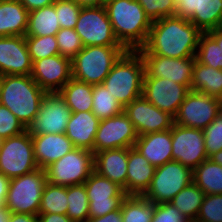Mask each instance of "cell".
Returning <instances> with one entry per match:
<instances>
[{
	"instance_id": "cell-40",
	"label": "cell",
	"mask_w": 222,
	"mask_h": 222,
	"mask_svg": "<svg viewBox=\"0 0 222 222\" xmlns=\"http://www.w3.org/2000/svg\"><path fill=\"white\" fill-rule=\"evenodd\" d=\"M55 36L60 55L69 59H72L84 47L75 29L61 28Z\"/></svg>"
},
{
	"instance_id": "cell-43",
	"label": "cell",
	"mask_w": 222,
	"mask_h": 222,
	"mask_svg": "<svg viewBox=\"0 0 222 222\" xmlns=\"http://www.w3.org/2000/svg\"><path fill=\"white\" fill-rule=\"evenodd\" d=\"M137 2L142 6L151 22L175 14L173 0H137Z\"/></svg>"
},
{
	"instance_id": "cell-14",
	"label": "cell",
	"mask_w": 222,
	"mask_h": 222,
	"mask_svg": "<svg viewBox=\"0 0 222 222\" xmlns=\"http://www.w3.org/2000/svg\"><path fill=\"white\" fill-rule=\"evenodd\" d=\"M138 52L144 60V78L161 77L171 79L184 86H190L196 56L169 58L161 55H153L144 47L139 48Z\"/></svg>"
},
{
	"instance_id": "cell-38",
	"label": "cell",
	"mask_w": 222,
	"mask_h": 222,
	"mask_svg": "<svg viewBox=\"0 0 222 222\" xmlns=\"http://www.w3.org/2000/svg\"><path fill=\"white\" fill-rule=\"evenodd\" d=\"M25 41L32 62L60 54L55 35L25 36Z\"/></svg>"
},
{
	"instance_id": "cell-23",
	"label": "cell",
	"mask_w": 222,
	"mask_h": 222,
	"mask_svg": "<svg viewBox=\"0 0 222 222\" xmlns=\"http://www.w3.org/2000/svg\"><path fill=\"white\" fill-rule=\"evenodd\" d=\"M134 148L155 168L172 161V128L138 136Z\"/></svg>"
},
{
	"instance_id": "cell-16",
	"label": "cell",
	"mask_w": 222,
	"mask_h": 222,
	"mask_svg": "<svg viewBox=\"0 0 222 222\" xmlns=\"http://www.w3.org/2000/svg\"><path fill=\"white\" fill-rule=\"evenodd\" d=\"M172 156L174 161H178L192 170L208 159L203 130L173 123Z\"/></svg>"
},
{
	"instance_id": "cell-6",
	"label": "cell",
	"mask_w": 222,
	"mask_h": 222,
	"mask_svg": "<svg viewBox=\"0 0 222 222\" xmlns=\"http://www.w3.org/2000/svg\"><path fill=\"white\" fill-rule=\"evenodd\" d=\"M46 183V171L41 168L10 179L5 206L11 213L38 215Z\"/></svg>"
},
{
	"instance_id": "cell-51",
	"label": "cell",
	"mask_w": 222,
	"mask_h": 222,
	"mask_svg": "<svg viewBox=\"0 0 222 222\" xmlns=\"http://www.w3.org/2000/svg\"><path fill=\"white\" fill-rule=\"evenodd\" d=\"M207 33L217 42L222 51V27L210 30Z\"/></svg>"
},
{
	"instance_id": "cell-34",
	"label": "cell",
	"mask_w": 222,
	"mask_h": 222,
	"mask_svg": "<svg viewBox=\"0 0 222 222\" xmlns=\"http://www.w3.org/2000/svg\"><path fill=\"white\" fill-rule=\"evenodd\" d=\"M68 208L67 187L46 183L38 214L57 213L66 215Z\"/></svg>"
},
{
	"instance_id": "cell-53",
	"label": "cell",
	"mask_w": 222,
	"mask_h": 222,
	"mask_svg": "<svg viewBox=\"0 0 222 222\" xmlns=\"http://www.w3.org/2000/svg\"><path fill=\"white\" fill-rule=\"evenodd\" d=\"M11 212L6 206L0 207V222H9Z\"/></svg>"
},
{
	"instance_id": "cell-27",
	"label": "cell",
	"mask_w": 222,
	"mask_h": 222,
	"mask_svg": "<svg viewBox=\"0 0 222 222\" xmlns=\"http://www.w3.org/2000/svg\"><path fill=\"white\" fill-rule=\"evenodd\" d=\"M29 12L18 0L0 1V36H25Z\"/></svg>"
},
{
	"instance_id": "cell-36",
	"label": "cell",
	"mask_w": 222,
	"mask_h": 222,
	"mask_svg": "<svg viewBox=\"0 0 222 222\" xmlns=\"http://www.w3.org/2000/svg\"><path fill=\"white\" fill-rule=\"evenodd\" d=\"M68 208L66 215L75 222H87L89 201L84 184L67 186Z\"/></svg>"
},
{
	"instance_id": "cell-54",
	"label": "cell",
	"mask_w": 222,
	"mask_h": 222,
	"mask_svg": "<svg viewBox=\"0 0 222 222\" xmlns=\"http://www.w3.org/2000/svg\"><path fill=\"white\" fill-rule=\"evenodd\" d=\"M213 162L218 163L222 166V150L216 152L215 154L209 157Z\"/></svg>"
},
{
	"instance_id": "cell-47",
	"label": "cell",
	"mask_w": 222,
	"mask_h": 222,
	"mask_svg": "<svg viewBox=\"0 0 222 222\" xmlns=\"http://www.w3.org/2000/svg\"><path fill=\"white\" fill-rule=\"evenodd\" d=\"M28 12L52 5L55 0H18Z\"/></svg>"
},
{
	"instance_id": "cell-8",
	"label": "cell",
	"mask_w": 222,
	"mask_h": 222,
	"mask_svg": "<svg viewBox=\"0 0 222 222\" xmlns=\"http://www.w3.org/2000/svg\"><path fill=\"white\" fill-rule=\"evenodd\" d=\"M47 182L53 185L72 186L84 184L94 171V153L74 148L45 168Z\"/></svg>"
},
{
	"instance_id": "cell-10",
	"label": "cell",
	"mask_w": 222,
	"mask_h": 222,
	"mask_svg": "<svg viewBox=\"0 0 222 222\" xmlns=\"http://www.w3.org/2000/svg\"><path fill=\"white\" fill-rule=\"evenodd\" d=\"M75 31L84 47L122 46L114 35L104 6H82Z\"/></svg>"
},
{
	"instance_id": "cell-22",
	"label": "cell",
	"mask_w": 222,
	"mask_h": 222,
	"mask_svg": "<svg viewBox=\"0 0 222 222\" xmlns=\"http://www.w3.org/2000/svg\"><path fill=\"white\" fill-rule=\"evenodd\" d=\"M32 137L34 159L39 168L45 169L75 147L66 134H39Z\"/></svg>"
},
{
	"instance_id": "cell-42",
	"label": "cell",
	"mask_w": 222,
	"mask_h": 222,
	"mask_svg": "<svg viewBox=\"0 0 222 222\" xmlns=\"http://www.w3.org/2000/svg\"><path fill=\"white\" fill-rule=\"evenodd\" d=\"M197 219L204 222H222V194L205 195Z\"/></svg>"
},
{
	"instance_id": "cell-50",
	"label": "cell",
	"mask_w": 222,
	"mask_h": 222,
	"mask_svg": "<svg viewBox=\"0 0 222 222\" xmlns=\"http://www.w3.org/2000/svg\"><path fill=\"white\" fill-rule=\"evenodd\" d=\"M9 222H39L38 215L11 213Z\"/></svg>"
},
{
	"instance_id": "cell-11",
	"label": "cell",
	"mask_w": 222,
	"mask_h": 222,
	"mask_svg": "<svg viewBox=\"0 0 222 222\" xmlns=\"http://www.w3.org/2000/svg\"><path fill=\"white\" fill-rule=\"evenodd\" d=\"M71 114L66 100L59 92L46 93L40 103L38 113L26 131L31 136L49 133L64 134Z\"/></svg>"
},
{
	"instance_id": "cell-44",
	"label": "cell",
	"mask_w": 222,
	"mask_h": 222,
	"mask_svg": "<svg viewBox=\"0 0 222 222\" xmlns=\"http://www.w3.org/2000/svg\"><path fill=\"white\" fill-rule=\"evenodd\" d=\"M26 131L22 122L5 106L0 104V138L17 136Z\"/></svg>"
},
{
	"instance_id": "cell-18",
	"label": "cell",
	"mask_w": 222,
	"mask_h": 222,
	"mask_svg": "<svg viewBox=\"0 0 222 222\" xmlns=\"http://www.w3.org/2000/svg\"><path fill=\"white\" fill-rule=\"evenodd\" d=\"M189 92L190 86L178 84L171 79L143 78L142 96L173 117Z\"/></svg>"
},
{
	"instance_id": "cell-32",
	"label": "cell",
	"mask_w": 222,
	"mask_h": 222,
	"mask_svg": "<svg viewBox=\"0 0 222 222\" xmlns=\"http://www.w3.org/2000/svg\"><path fill=\"white\" fill-rule=\"evenodd\" d=\"M205 193L194 183L178 192L170 203L177 208L187 220L197 218Z\"/></svg>"
},
{
	"instance_id": "cell-57",
	"label": "cell",
	"mask_w": 222,
	"mask_h": 222,
	"mask_svg": "<svg viewBox=\"0 0 222 222\" xmlns=\"http://www.w3.org/2000/svg\"><path fill=\"white\" fill-rule=\"evenodd\" d=\"M104 3H107V2H109V1H111V0H102Z\"/></svg>"
},
{
	"instance_id": "cell-1",
	"label": "cell",
	"mask_w": 222,
	"mask_h": 222,
	"mask_svg": "<svg viewBox=\"0 0 222 222\" xmlns=\"http://www.w3.org/2000/svg\"><path fill=\"white\" fill-rule=\"evenodd\" d=\"M201 31L188 19L169 16L152 22L143 46L153 55L169 58L196 56Z\"/></svg>"
},
{
	"instance_id": "cell-45",
	"label": "cell",
	"mask_w": 222,
	"mask_h": 222,
	"mask_svg": "<svg viewBox=\"0 0 222 222\" xmlns=\"http://www.w3.org/2000/svg\"><path fill=\"white\" fill-rule=\"evenodd\" d=\"M151 222H187L182 213L170 202L154 204V212Z\"/></svg>"
},
{
	"instance_id": "cell-49",
	"label": "cell",
	"mask_w": 222,
	"mask_h": 222,
	"mask_svg": "<svg viewBox=\"0 0 222 222\" xmlns=\"http://www.w3.org/2000/svg\"><path fill=\"white\" fill-rule=\"evenodd\" d=\"M10 179L0 173V207L5 206Z\"/></svg>"
},
{
	"instance_id": "cell-37",
	"label": "cell",
	"mask_w": 222,
	"mask_h": 222,
	"mask_svg": "<svg viewBox=\"0 0 222 222\" xmlns=\"http://www.w3.org/2000/svg\"><path fill=\"white\" fill-rule=\"evenodd\" d=\"M196 60L206 66L222 70L221 47L207 32H202L199 37Z\"/></svg>"
},
{
	"instance_id": "cell-30",
	"label": "cell",
	"mask_w": 222,
	"mask_h": 222,
	"mask_svg": "<svg viewBox=\"0 0 222 222\" xmlns=\"http://www.w3.org/2000/svg\"><path fill=\"white\" fill-rule=\"evenodd\" d=\"M54 3L29 12L25 36L56 35L61 29L57 21Z\"/></svg>"
},
{
	"instance_id": "cell-28",
	"label": "cell",
	"mask_w": 222,
	"mask_h": 222,
	"mask_svg": "<svg viewBox=\"0 0 222 222\" xmlns=\"http://www.w3.org/2000/svg\"><path fill=\"white\" fill-rule=\"evenodd\" d=\"M190 91L222 100V70L199 63L193 67Z\"/></svg>"
},
{
	"instance_id": "cell-31",
	"label": "cell",
	"mask_w": 222,
	"mask_h": 222,
	"mask_svg": "<svg viewBox=\"0 0 222 222\" xmlns=\"http://www.w3.org/2000/svg\"><path fill=\"white\" fill-rule=\"evenodd\" d=\"M193 182L205 195L222 194V166L206 159L193 170Z\"/></svg>"
},
{
	"instance_id": "cell-19",
	"label": "cell",
	"mask_w": 222,
	"mask_h": 222,
	"mask_svg": "<svg viewBox=\"0 0 222 222\" xmlns=\"http://www.w3.org/2000/svg\"><path fill=\"white\" fill-rule=\"evenodd\" d=\"M174 16L188 19L201 32L222 27V0H173Z\"/></svg>"
},
{
	"instance_id": "cell-21",
	"label": "cell",
	"mask_w": 222,
	"mask_h": 222,
	"mask_svg": "<svg viewBox=\"0 0 222 222\" xmlns=\"http://www.w3.org/2000/svg\"><path fill=\"white\" fill-rule=\"evenodd\" d=\"M32 64L25 36H0L1 75H31Z\"/></svg>"
},
{
	"instance_id": "cell-15",
	"label": "cell",
	"mask_w": 222,
	"mask_h": 222,
	"mask_svg": "<svg viewBox=\"0 0 222 222\" xmlns=\"http://www.w3.org/2000/svg\"><path fill=\"white\" fill-rule=\"evenodd\" d=\"M138 133L134 125L122 112L114 117L102 119L95 134L93 153L104 150L134 147Z\"/></svg>"
},
{
	"instance_id": "cell-20",
	"label": "cell",
	"mask_w": 222,
	"mask_h": 222,
	"mask_svg": "<svg viewBox=\"0 0 222 222\" xmlns=\"http://www.w3.org/2000/svg\"><path fill=\"white\" fill-rule=\"evenodd\" d=\"M30 76L46 93L59 92L72 78L71 59L59 54L34 61Z\"/></svg>"
},
{
	"instance_id": "cell-13",
	"label": "cell",
	"mask_w": 222,
	"mask_h": 222,
	"mask_svg": "<svg viewBox=\"0 0 222 222\" xmlns=\"http://www.w3.org/2000/svg\"><path fill=\"white\" fill-rule=\"evenodd\" d=\"M84 185L89 201V218L101 217L121 209L127 196L122 187L95 171L86 179Z\"/></svg>"
},
{
	"instance_id": "cell-39",
	"label": "cell",
	"mask_w": 222,
	"mask_h": 222,
	"mask_svg": "<svg viewBox=\"0 0 222 222\" xmlns=\"http://www.w3.org/2000/svg\"><path fill=\"white\" fill-rule=\"evenodd\" d=\"M54 7L60 28L75 29L82 5L75 0H55Z\"/></svg>"
},
{
	"instance_id": "cell-7",
	"label": "cell",
	"mask_w": 222,
	"mask_h": 222,
	"mask_svg": "<svg viewBox=\"0 0 222 222\" xmlns=\"http://www.w3.org/2000/svg\"><path fill=\"white\" fill-rule=\"evenodd\" d=\"M192 182L193 170L172 160L155 169L151 184L143 196L153 204L168 203Z\"/></svg>"
},
{
	"instance_id": "cell-41",
	"label": "cell",
	"mask_w": 222,
	"mask_h": 222,
	"mask_svg": "<svg viewBox=\"0 0 222 222\" xmlns=\"http://www.w3.org/2000/svg\"><path fill=\"white\" fill-rule=\"evenodd\" d=\"M203 132L205 151L209 158L222 150V110Z\"/></svg>"
},
{
	"instance_id": "cell-24",
	"label": "cell",
	"mask_w": 222,
	"mask_h": 222,
	"mask_svg": "<svg viewBox=\"0 0 222 222\" xmlns=\"http://www.w3.org/2000/svg\"><path fill=\"white\" fill-rule=\"evenodd\" d=\"M128 148L100 151L94 154V171L123 188L126 193Z\"/></svg>"
},
{
	"instance_id": "cell-56",
	"label": "cell",
	"mask_w": 222,
	"mask_h": 222,
	"mask_svg": "<svg viewBox=\"0 0 222 222\" xmlns=\"http://www.w3.org/2000/svg\"><path fill=\"white\" fill-rule=\"evenodd\" d=\"M2 80H3V75L0 74V93H1V87H2Z\"/></svg>"
},
{
	"instance_id": "cell-48",
	"label": "cell",
	"mask_w": 222,
	"mask_h": 222,
	"mask_svg": "<svg viewBox=\"0 0 222 222\" xmlns=\"http://www.w3.org/2000/svg\"><path fill=\"white\" fill-rule=\"evenodd\" d=\"M39 222H75L71 220L67 215L48 213L38 214Z\"/></svg>"
},
{
	"instance_id": "cell-17",
	"label": "cell",
	"mask_w": 222,
	"mask_h": 222,
	"mask_svg": "<svg viewBox=\"0 0 222 222\" xmlns=\"http://www.w3.org/2000/svg\"><path fill=\"white\" fill-rule=\"evenodd\" d=\"M123 112L134 125L138 136L169 130L174 123L172 115L160 110L143 96L126 105Z\"/></svg>"
},
{
	"instance_id": "cell-35",
	"label": "cell",
	"mask_w": 222,
	"mask_h": 222,
	"mask_svg": "<svg viewBox=\"0 0 222 222\" xmlns=\"http://www.w3.org/2000/svg\"><path fill=\"white\" fill-rule=\"evenodd\" d=\"M93 106L92 112L100 119L114 117L123 112L122 105L101 83L93 85Z\"/></svg>"
},
{
	"instance_id": "cell-26",
	"label": "cell",
	"mask_w": 222,
	"mask_h": 222,
	"mask_svg": "<svg viewBox=\"0 0 222 222\" xmlns=\"http://www.w3.org/2000/svg\"><path fill=\"white\" fill-rule=\"evenodd\" d=\"M99 122L100 119L92 111L73 112L65 134L75 148L93 151Z\"/></svg>"
},
{
	"instance_id": "cell-3",
	"label": "cell",
	"mask_w": 222,
	"mask_h": 222,
	"mask_svg": "<svg viewBox=\"0 0 222 222\" xmlns=\"http://www.w3.org/2000/svg\"><path fill=\"white\" fill-rule=\"evenodd\" d=\"M144 74V60L138 50H126L102 84L124 108L142 96Z\"/></svg>"
},
{
	"instance_id": "cell-2",
	"label": "cell",
	"mask_w": 222,
	"mask_h": 222,
	"mask_svg": "<svg viewBox=\"0 0 222 222\" xmlns=\"http://www.w3.org/2000/svg\"><path fill=\"white\" fill-rule=\"evenodd\" d=\"M104 7L115 37L126 50L146 44L152 22L137 0H111Z\"/></svg>"
},
{
	"instance_id": "cell-4",
	"label": "cell",
	"mask_w": 222,
	"mask_h": 222,
	"mask_svg": "<svg viewBox=\"0 0 222 222\" xmlns=\"http://www.w3.org/2000/svg\"><path fill=\"white\" fill-rule=\"evenodd\" d=\"M46 92L30 75H3L0 104L27 128L39 111Z\"/></svg>"
},
{
	"instance_id": "cell-12",
	"label": "cell",
	"mask_w": 222,
	"mask_h": 222,
	"mask_svg": "<svg viewBox=\"0 0 222 222\" xmlns=\"http://www.w3.org/2000/svg\"><path fill=\"white\" fill-rule=\"evenodd\" d=\"M222 110V100L190 91L174 116V123L204 130Z\"/></svg>"
},
{
	"instance_id": "cell-25",
	"label": "cell",
	"mask_w": 222,
	"mask_h": 222,
	"mask_svg": "<svg viewBox=\"0 0 222 222\" xmlns=\"http://www.w3.org/2000/svg\"><path fill=\"white\" fill-rule=\"evenodd\" d=\"M155 169L134 147L128 148L126 194L143 195L151 184Z\"/></svg>"
},
{
	"instance_id": "cell-46",
	"label": "cell",
	"mask_w": 222,
	"mask_h": 222,
	"mask_svg": "<svg viewBox=\"0 0 222 222\" xmlns=\"http://www.w3.org/2000/svg\"><path fill=\"white\" fill-rule=\"evenodd\" d=\"M87 222H123L121 209L111 211L101 217L88 218Z\"/></svg>"
},
{
	"instance_id": "cell-33",
	"label": "cell",
	"mask_w": 222,
	"mask_h": 222,
	"mask_svg": "<svg viewBox=\"0 0 222 222\" xmlns=\"http://www.w3.org/2000/svg\"><path fill=\"white\" fill-rule=\"evenodd\" d=\"M154 204L143 195H127L121 204L123 222H151Z\"/></svg>"
},
{
	"instance_id": "cell-5",
	"label": "cell",
	"mask_w": 222,
	"mask_h": 222,
	"mask_svg": "<svg viewBox=\"0 0 222 222\" xmlns=\"http://www.w3.org/2000/svg\"><path fill=\"white\" fill-rule=\"evenodd\" d=\"M126 51L123 46L83 47L72 59V78L90 85L103 83L115 62Z\"/></svg>"
},
{
	"instance_id": "cell-9",
	"label": "cell",
	"mask_w": 222,
	"mask_h": 222,
	"mask_svg": "<svg viewBox=\"0 0 222 222\" xmlns=\"http://www.w3.org/2000/svg\"><path fill=\"white\" fill-rule=\"evenodd\" d=\"M38 168L34 159L32 137L27 131L2 139L0 173L12 179L29 174Z\"/></svg>"
},
{
	"instance_id": "cell-52",
	"label": "cell",
	"mask_w": 222,
	"mask_h": 222,
	"mask_svg": "<svg viewBox=\"0 0 222 222\" xmlns=\"http://www.w3.org/2000/svg\"><path fill=\"white\" fill-rule=\"evenodd\" d=\"M82 6H104V2L102 0H75Z\"/></svg>"
},
{
	"instance_id": "cell-55",
	"label": "cell",
	"mask_w": 222,
	"mask_h": 222,
	"mask_svg": "<svg viewBox=\"0 0 222 222\" xmlns=\"http://www.w3.org/2000/svg\"><path fill=\"white\" fill-rule=\"evenodd\" d=\"M187 222H204V221H201V220L195 218V219H192V220H187Z\"/></svg>"
},
{
	"instance_id": "cell-29",
	"label": "cell",
	"mask_w": 222,
	"mask_h": 222,
	"mask_svg": "<svg viewBox=\"0 0 222 222\" xmlns=\"http://www.w3.org/2000/svg\"><path fill=\"white\" fill-rule=\"evenodd\" d=\"M71 112L91 111L93 85L71 78L59 91Z\"/></svg>"
}]
</instances>
